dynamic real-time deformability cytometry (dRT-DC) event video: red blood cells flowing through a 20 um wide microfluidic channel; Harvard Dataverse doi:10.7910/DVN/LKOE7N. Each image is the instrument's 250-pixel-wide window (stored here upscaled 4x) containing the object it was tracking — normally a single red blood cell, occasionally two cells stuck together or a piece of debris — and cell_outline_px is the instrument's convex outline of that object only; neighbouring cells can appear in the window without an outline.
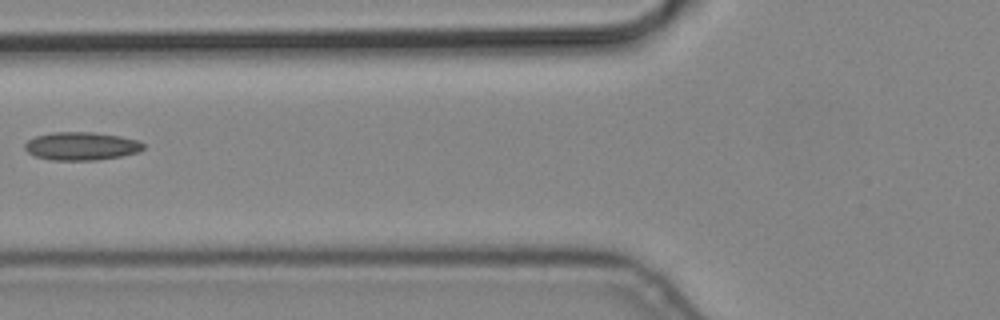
{"species": "common noctule bat (a hibernating species)", "species_latin": "Nyctalus noctula", "temperature_condition": "cold", "stored_images_in_passage": 5, "camera_frame_rate_fps": 3000, "um_per_image_px": 0.085, "animal": {"sex": "male", "body_mass_g": 19.2, "forearm_length_mm": 51.8}, "frame": {"image": 1, "passage_image": 5, "time_ms": 1.333, "image_size_px": [1000, 320], "cell_outline_px": [[144, 148], [140, 152], [120, 156], [96, 160], [52, 160], [36, 156], [28, 152], [24, 148], [24, 144], [28, 140], [36, 136], [52, 132], [96, 132], [120, 136], [140, 140], [144, 144]], "centroid_in_image_um": [6.94, 12.41], "position_along_channel_um": 118.9, "area_um2": 19.54}}